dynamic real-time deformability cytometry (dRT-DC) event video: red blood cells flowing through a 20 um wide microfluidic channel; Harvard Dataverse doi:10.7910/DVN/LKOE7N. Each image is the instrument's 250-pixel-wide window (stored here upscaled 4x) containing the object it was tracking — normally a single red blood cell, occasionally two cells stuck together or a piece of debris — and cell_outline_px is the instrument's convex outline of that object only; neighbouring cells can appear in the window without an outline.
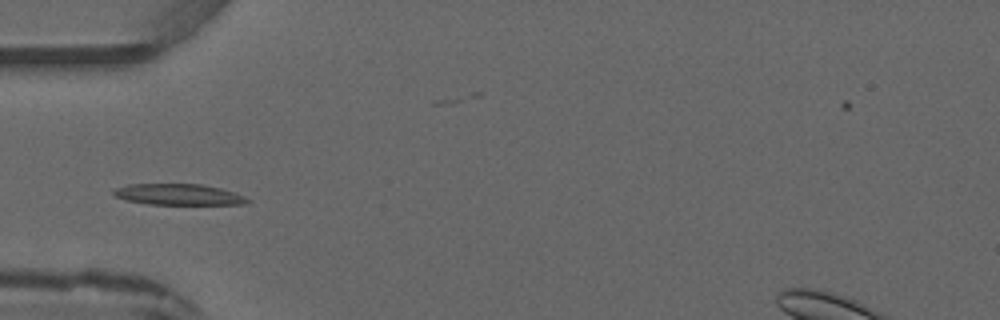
{"species": "common noctule bat (a hibernating species)", "species_latin": "Nyctalus noctula", "temperature_condition": "warm", "stored_images_in_passage": 4, "camera_frame_rate_fps": 3000, "um_per_image_px": 0.085, "animal": {"sex": "male", "forearm_length_mm": 52.5}, "frame": {"image": 1, "passage_image": 3, "time_ms": 3.333, "image_size_px": [1000, 320], "cell_outline_px": [[252, 200], [244, 204], [148, 204], [128, 200], [116, 196], [112, 192], [116, 188], [128, 184], [200, 184], [220, 188], [244, 196]], "centroid_in_image_um": [15.18, 16.53], "position_along_channel_um": 69.8, "area_um2": 16.18}}
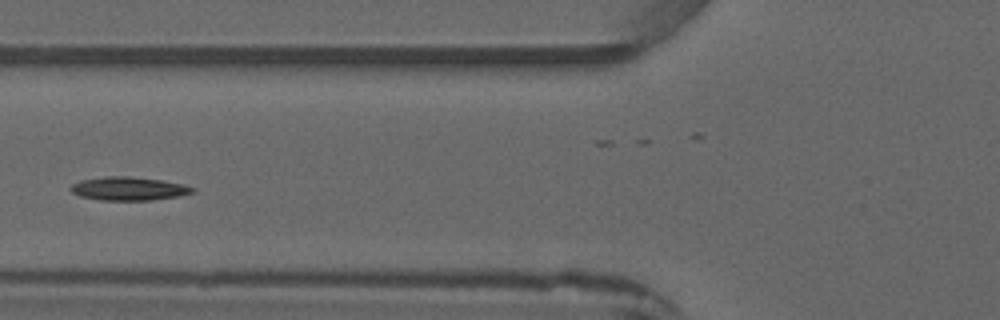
{"frame": {"image": 2, "passage_image": 4, "time_ms": 4.333, "image_size_px": [1000, 320], "cell_outline_px": [[196, 192], [180, 196], [152, 200], [100, 200], [80, 196], [72, 192], [68, 188], [72, 184], [80, 180], [104, 176], [128, 176], [164, 180], [184, 184], [196, 188]], "centroid_in_image_um": [10.97, 16.03], "position_along_channel_um": 114.8, "area_um2": 16.94}}